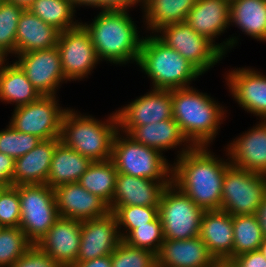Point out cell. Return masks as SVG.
I'll use <instances>...</instances> for the list:
<instances>
[{"label":"cell","mask_w":266,"mask_h":267,"mask_svg":"<svg viewBox=\"0 0 266 267\" xmlns=\"http://www.w3.org/2000/svg\"><path fill=\"white\" fill-rule=\"evenodd\" d=\"M215 156L208 146L192 147L172 165V184L204 210H220L223 179L231 165L229 157Z\"/></svg>","instance_id":"6da1fadb"},{"label":"cell","mask_w":266,"mask_h":267,"mask_svg":"<svg viewBox=\"0 0 266 267\" xmlns=\"http://www.w3.org/2000/svg\"><path fill=\"white\" fill-rule=\"evenodd\" d=\"M100 10L101 12L92 19V23L81 21L90 34L99 60L120 66L134 62L137 65L144 37L138 35V25L129 15V10Z\"/></svg>","instance_id":"7a4b0ae2"},{"label":"cell","mask_w":266,"mask_h":267,"mask_svg":"<svg viewBox=\"0 0 266 267\" xmlns=\"http://www.w3.org/2000/svg\"><path fill=\"white\" fill-rule=\"evenodd\" d=\"M171 96L173 119L183 136L193 147H210L227 117L225 107L193 86L172 89Z\"/></svg>","instance_id":"3957f363"},{"label":"cell","mask_w":266,"mask_h":267,"mask_svg":"<svg viewBox=\"0 0 266 267\" xmlns=\"http://www.w3.org/2000/svg\"><path fill=\"white\" fill-rule=\"evenodd\" d=\"M104 120L67 107L61 121L60 141L92 162L110 160L113 139L119 130L116 111Z\"/></svg>","instance_id":"277c9868"},{"label":"cell","mask_w":266,"mask_h":267,"mask_svg":"<svg viewBox=\"0 0 266 267\" xmlns=\"http://www.w3.org/2000/svg\"><path fill=\"white\" fill-rule=\"evenodd\" d=\"M137 66L150 78L153 89L172 90L190 87L202 74L156 34L144 37Z\"/></svg>","instance_id":"5b68a950"},{"label":"cell","mask_w":266,"mask_h":267,"mask_svg":"<svg viewBox=\"0 0 266 267\" xmlns=\"http://www.w3.org/2000/svg\"><path fill=\"white\" fill-rule=\"evenodd\" d=\"M163 154L135 142L118 130L113 139L110 160L118 173L152 180H172V164Z\"/></svg>","instance_id":"8992f818"},{"label":"cell","mask_w":266,"mask_h":267,"mask_svg":"<svg viewBox=\"0 0 266 267\" xmlns=\"http://www.w3.org/2000/svg\"><path fill=\"white\" fill-rule=\"evenodd\" d=\"M20 198V225L32 244H37L59 218L54 189L47 184L14 186Z\"/></svg>","instance_id":"52a82bcc"},{"label":"cell","mask_w":266,"mask_h":267,"mask_svg":"<svg viewBox=\"0 0 266 267\" xmlns=\"http://www.w3.org/2000/svg\"><path fill=\"white\" fill-rule=\"evenodd\" d=\"M266 194V175L233 166L226 169L221 206L232 216L256 215Z\"/></svg>","instance_id":"ba28073f"},{"label":"cell","mask_w":266,"mask_h":267,"mask_svg":"<svg viewBox=\"0 0 266 267\" xmlns=\"http://www.w3.org/2000/svg\"><path fill=\"white\" fill-rule=\"evenodd\" d=\"M204 212L174 184H169L158 207L164 239L186 240L199 236Z\"/></svg>","instance_id":"9c48e42d"},{"label":"cell","mask_w":266,"mask_h":267,"mask_svg":"<svg viewBox=\"0 0 266 267\" xmlns=\"http://www.w3.org/2000/svg\"><path fill=\"white\" fill-rule=\"evenodd\" d=\"M155 34L202 75L219 63L223 56L225 57L211 40L196 33L186 22L162 26Z\"/></svg>","instance_id":"30bf717a"},{"label":"cell","mask_w":266,"mask_h":267,"mask_svg":"<svg viewBox=\"0 0 266 267\" xmlns=\"http://www.w3.org/2000/svg\"><path fill=\"white\" fill-rule=\"evenodd\" d=\"M58 96H41L37 101L14 108L9 124L18 132L37 136L41 140L60 138L61 121L67 108H62Z\"/></svg>","instance_id":"8fae6325"},{"label":"cell","mask_w":266,"mask_h":267,"mask_svg":"<svg viewBox=\"0 0 266 267\" xmlns=\"http://www.w3.org/2000/svg\"><path fill=\"white\" fill-rule=\"evenodd\" d=\"M57 48L67 81L88 78V74L100 63L90 34L81 23L75 28L60 32Z\"/></svg>","instance_id":"7c38bea8"},{"label":"cell","mask_w":266,"mask_h":267,"mask_svg":"<svg viewBox=\"0 0 266 267\" xmlns=\"http://www.w3.org/2000/svg\"><path fill=\"white\" fill-rule=\"evenodd\" d=\"M14 57L41 96H56L62 83H67L57 46L17 54Z\"/></svg>","instance_id":"4fadbf2b"},{"label":"cell","mask_w":266,"mask_h":267,"mask_svg":"<svg viewBox=\"0 0 266 267\" xmlns=\"http://www.w3.org/2000/svg\"><path fill=\"white\" fill-rule=\"evenodd\" d=\"M196 33L211 40L224 54L238 43L237 37H230L222 43L215 38L230 27V0H197L185 21Z\"/></svg>","instance_id":"5bb4252c"},{"label":"cell","mask_w":266,"mask_h":267,"mask_svg":"<svg viewBox=\"0 0 266 267\" xmlns=\"http://www.w3.org/2000/svg\"><path fill=\"white\" fill-rule=\"evenodd\" d=\"M225 79L238 105L266 120V76L254 68L239 67L229 71Z\"/></svg>","instance_id":"9a60e30c"},{"label":"cell","mask_w":266,"mask_h":267,"mask_svg":"<svg viewBox=\"0 0 266 267\" xmlns=\"http://www.w3.org/2000/svg\"><path fill=\"white\" fill-rule=\"evenodd\" d=\"M121 241L117 220L112 212L104 217L82 221L76 262L111 255Z\"/></svg>","instance_id":"2e32d148"},{"label":"cell","mask_w":266,"mask_h":267,"mask_svg":"<svg viewBox=\"0 0 266 267\" xmlns=\"http://www.w3.org/2000/svg\"><path fill=\"white\" fill-rule=\"evenodd\" d=\"M118 126H141L173 118L171 90L151 89L115 110Z\"/></svg>","instance_id":"e0dca14e"},{"label":"cell","mask_w":266,"mask_h":267,"mask_svg":"<svg viewBox=\"0 0 266 267\" xmlns=\"http://www.w3.org/2000/svg\"><path fill=\"white\" fill-rule=\"evenodd\" d=\"M54 195L60 217L85 221L104 217L110 212L102 199L88 192L79 182L55 187Z\"/></svg>","instance_id":"ac0fdd59"},{"label":"cell","mask_w":266,"mask_h":267,"mask_svg":"<svg viewBox=\"0 0 266 267\" xmlns=\"http://www.w3.org/2000/svg\"><path fill=\"white\" fill-rule=\"evenodd\" d=\"M82 221L60 217L36 244L62 267H72L78 257Z\"/></svg>","instance_id":"d6986e66"},{"label":"cell","mask_w":266,"mask_h":267,"mask_svg":"<svg viewBox=\"0 0 266 267\" xmlns=\"http://www.w3.org/2000/svg\"><path fill=\"white\" fill-rule=\"evenodd\" d=\"M225 149L233 166L266 175V120L240 134Z\"/></svg>","instance_id":"ffe728a7"},{"label":"cell","mask_w":266,"mask_h":267,"mask_svg":"<svg viewBox=\"0 0 266 267\" xmlns=\"http://www.w3.org/2000/svg\"><path fill=\"white\" fill-rule=\"evenodd\" d=\"M118 127L122 133H126L135 142L154 148L161 153L183 145L181 151L177 150L176 157H179L193 147L183 136L178 123L173 118L141 126Z\"/></svg>","instance_id":"44dd1931"},{"label":"cell","mask_w":266,"mask_h":267,"mask_svg":"<svg viewBox=\"0 0 266 267\" xmlns=\"http://www.w3.org/2000/svg\"><path fill=\"white\" fill-rule=\"evenodd\" d=\"M171 183L172 180H152L118 173L110 206L159 207L162 192Z\"/></svg>","instance_id":"7402d4cb"},{"label":"cell","mask_w":266,"mask_h":267,"mask_svg":"<svg viewBox=\"0 0 266 267\" xmlns=\"http://www.w3.org/2000/svg\"><path fill=\"white\" fill-rule=\"evenodd\" d=\"M199 237L216 261L233 258V216L223 210H205Z\"/></svg>","instance_id":"603a6c76"},{"label":"cell","mask_w":266,"mask_h":267,"mask_svg":"<svg viewBox=\"0 0 266 267\" xmlns=\"http://www.w3.org/2000/svg\"><path fill=\"white\" fill-rule=\"evenodd\" d=\"M216 262L199 236L186 240L164 239L157 254L158 267H212Z\"/></svg>","instance_id":"cb8c5ba5"},{"label":"cell","mask_w":266,"mask_h":267,"mask_svg":"<svg viewBox=\"0 0 266 267\" xmlns=\"http://www.w3.org/2000/svg\"><path fill=\"white\" fill-rule=\"evenodd\" d=\"M60 138L42 140L34 149L15 159L12 186L46 184L51 160Z\"/></svg>","instance_id":"d4e9b609"},{"label":"cell","mask_w":266,"mask_h":267,"mask_svg":"<svg viewBox=\"0 0 266 267\" xmlns=\"http://www.w3.org/2000/svg\"><path fill=\"white\" fill-rule=\"evenodd\" d=\"M60 31L25 9L18 20L16 55L57 46Z\"/></svg>","instance_id":"484cf974"},{"label":"cell","mask_w":266,"mask_h":267,"mask_svg":"<svg viewBox=\"0 0 266 267\" xmlns=\"http://www.w3.org/2000/svg\"><path fill=\"white\" fill-rule=\"evenodd\" d=\"M92 161L60 142L53 153L47 185L55 188L66 183L78 182Z\"/></svg>","instance_id":"4316f807"},{"label":"cell","mask_w":266,"mask_h":267,"mask_svg":"<svg viewBox=\"0 0 266 267\" xmlns=\"http://www.w3.org/2000/svg\"><path fill=\"white\" fill-rule=\"evenodd\" d=\"M230 24L266 42V0H230Z\"/></svg>","instance_id":"83f0119b"},{"label":"cell","mask_w":266,"mask_h":267,"mask_svg":"<svg viewBox=\"0 0 266 267\" xmlns=\"http://www.w3.org/2000/svg\"><path fill=\"white\" fill-rule=\"evenodd\" d=\"M197 0H144L143 22L147 31L155 33L162 26L183 23Z\"/></svg>","instance_id":"f1b7e54d"},{"label":"cell","mask_w":266,"mask_h":267,"mask_svg":"<svg viewBox=\"0 0 266 267\" xmlns=\"http://www.w3.org/2000/svg\"><path fill=\"white\" fill-rule=\"evenodd\" d=\"M41 95L27 79L24 71L13 61L0 72V101L15 108L37 101Z\"/></svg>","instance_id":"f546056e"},{"label":"cell","mask_w":266,"mask_h":267,"mask_svg":"<svg viewBox=\"0 0 266 267\" xmlns=\"http://www.w3.org/2000/svg\"><path fill=\"white\" fill-rule=\"evenodd\" d=\"M117 174L118 171L111 160L92 162L78 182L88 192L102 199L110 208Z\"/></svg>","instance_id":"4dcf8cb0"},{"label":"cell","mask_w":266,"mask_h":267,"mask_svg":"<svg viewBox=\"0 0 266 267\" xmlns=\"http://www.w3.org/2000/svg\"><path fill=\"white\" fill-rule=\"evenodd\" d=\"M28 10L60 32L81 23L74 18L76 5L73 0H35Z\"/></svg>","instance_id":"1f68e13d"},{"label":"cell","mask_w":266,"mask_h":267,"mask_svg":"<svg viewBox=\"0 0 266 267\" xmlns=\"http://www.w3.org/2000/svg\"><path fill=\"white\" fill-rule=\"evenodd\" d=\"M233 258L258 251L265 239L256 215L233 216Z\"/></svg>","instance_id":"d6a6232c"},{"label":"cell","mask_w":266,"mask_h":267,"mask_svg":"<svg viewBox=\"0 0 266 267\" xmlns=\"http://www.w3.org/2000/svg\"><path fill=\"white\" fill-rule=\"evenodd\" d=\"M117 220L118 229L122 240L134 229L148 225L158 216V207L148 206H110ZM123 227V228H122ZM122 229V231H121Z\"/></svg>","instance_id":"836d02e7"},{"label":"cell","mask_w":266,"mask_h":267,"mask_svg":"<svg viewBox=\"0 0 266 267\" xmlns=\"http://www.w3.org/2000/svg\"><path fill=\"white\" fill-rule=\"evenodd\" d=\"M32 245L19 227H0V267H10Z\"/></svg>","instance_id":"e575fe53"},{"label":"cell","mask_w":266,"mask_h":267,"mask_svg":"<svg viewBox=\"0 0 266 267\" xmlns=\"http://www.w3.org/2000/svg\"><path fill=\"white\" fill-rule=\"evenodd\" d=\"M24 10L8 0L0 4V49L8 56L16 55L18 20Z\"/></svg>","instance_id":"d590c367"},{"label":"cell","mask_w":266,"mask_h":267,"mask_svg":"<svg viewBox=\"0 0 266 267\" xmlns=\"http://www.w3.org/2000/svg\"><path fill=\"white\" fill-rule=\"evenodd\" d=\"M123 241L132 247L147 249L159 253L164 241L163 227L159 215L148 225L134 228Z\"/></svg>","instance_id":"8d00e7d4"},{"label":"cell","mask_w":266,"mask_h":267,"mask_svg":"<svg viewBox=\"0 0 266 267\" xmlns=\"http://www.w3.org/2000/svg\"><path fill=\"white\" fill-rule=\"evenodd\" d=\"M41 141L37 136L18 132L9 124L0 131V153L17 159L34 149Z\"/></svg>","instance_id":"74e56055"},{"label":"cell","mask_w":266,"mask_h":267,"mask_svg":"<svg viewBox=\"0 0 266 267\" xmlns=\"http://www.w3.org/2000/svg\"><path fill=\"white\" fill-rule=\"evenodd\" d=\"M111 267H157V255L150 250L132 247L123 240L111 254Z\"/></svg>","instance_id":"f35d334b"},{"label":"cell","mask_w":266,"mask_h":267,"mask_svg":"<svg viewBox=\"0 0 266 267\" xmlns=\"http://www.w3.org/2000/svg\"><path fill=\"white\" fill-rule=\"evenodd\" d=\"M20 198L14 186L6 187L0 193V227H19Z\"/></svg>","instance_id":"ab89813d"},{"label":"cell","mask_w":266,"mask_h":267,"mask_svg":"<svg viewBox=\"0 0 266 267\" xmlns=\"http://www.w3.org/2000/svg\"><path fill=\"white\" fill-rule=\"evenodd\" d=\"M10 267H62L46 252L33 244L18 260Z\"/></svg>","instance_id":"60d3db41"},{"label":"cell","mask_w":266,"mask_h":267,"mask_svg":"<svg viewBox=\"0 0 266 267\" xmlns=\"http://www.w3.org/2000/svg\"><path fill=\"white\" fill-rule=\"evenodd\" d=\"M229 262L233 267H266V259L260 250L240 254Z\"/></svg>","instance_id":"b9f144b4"},{"label":"cell","mask_w":266,"mask_h":267,"mask_svg":"<svg viewBox=\"0 0 266 267\" xmlns=\"http://www.w3.org/2000/svg\"><path fill=\"white\" fill-rule=\"evenodd\" d=\"M15 169V159L0 153V184L5 187L12 186V177Z\"/></svg>","instance_id":"7bdbcfd3"},{"label":"cell","mask_w":266,"mask_h":267,"mask_svg":"<svg viewBox=\"0 0 266 267\" xmlns=\"http://www.w3.org/2000/svg\"><path fill=\"white\" fill-rule=\"evenodd\" d=\"M144 0H102V9H130L137 5H143Z\"/></svg>","instance_id":"ee69618b"},{"label":"cell","mask_w":266,"mask_h":267,"mask_svg":"<svg viewBox=\"0 0 266 267\" xmlns=\"http://www.w3.org/2000/svg\"><path fill=\"white\" fill-rule=\"evenodd\" d=\"M111 265V255H106L86 262H76L72 267H111Z\"/></svg>","instance_id":"f6af8a7d"},{"label":"cell","mask_w":266,"mask_h":267,"mask_svg":"<svg viewBox=\"0 0 266 267\" xmlns=\"http://www.w3.org/2000/svg\"><path fill=\"white\" fill-rule=\"evenodd\" d=\"M256 216L260 224L262 233L266 238V194L263 197L262 204L258 207Z\"/></svg>","instance_id":"bcb514c9"},{"label":"cell","mask_w":266,"mask_h":267,"mask_svg":"<svg viewBox=\"0 0 266 267\" xmlns=\"http://www.w3.org/2000/svg\"><path fill=\"white\" fill-rule=\"evenodd\" d=\"M76 8L81 6H90L91 8L102 9V0H73Z\"/></svg>","instance_id":"7dc6e473"},{"label":"cell","mask_w":266,"mask_h":267,"mask_svg":"<svg viewBox=\"0 0 266 267\" xmlns=\"http://www.w3.org/2000/svg\"><path fill=\"white\" fill-rule=\"evenodd\" d=\"M9 2L14 3L17 6H20L24 9H28L30 5L35 1V0H8Z\"/></svg>","instance_id":"c3c4849f"},{"label":"cell","mask_w":266,"mask_h":267,"mask_svg":"<svg viewBox=\"0 0 266 267\" xmlns=\"http://www.w3.org/2000/svg\"><path fill=\"white\" fill-rule=\"evenodd\" d=\"M7 57H9V56L0 49V72L4 69V67L6 65L5 63H8Z\"/></svg>","instance_id":"681fc988"},{"label":"cell","mask_w":266,"mask_h":267,"mask_svg":"<svg viewBox=\"0 0 266 267\" xmlns=\"http://www.w3.org/2000/svg\"><path fill=\"white\" fill-rule=\"evenodd\" d=\"M212 267H233L230 262L217 261Z\"/></svg>","instance_id":"f907efd6"},{"label":"cell","mask_w":266,"mask_h":267,"mask_svg":"<svg viewBox=\"0 0 266 267\" xmlns=\"http://www.w3.org/2000/svg\"><path fill=\"white\" fill-rule=\"evenodd\" d=\"M259 250L261 251V253L266 259V238L263 240Z\"/></svg>","instance_id":"816d5d0a"},{"label":"cell","mask_w":266,"mask_h":267,"mask_svg":"<svg viewBox=\"0 0 266 267\" xmlns=\"http://www.w3.org/2000/svg\"><path fill=\"white\" fill-rule=\"evenodd\" d=\"M6 187L4 185L0 184V193L5 189Z\"/></svg>","instance_id":"f5cc1de1"}]
</instances>
